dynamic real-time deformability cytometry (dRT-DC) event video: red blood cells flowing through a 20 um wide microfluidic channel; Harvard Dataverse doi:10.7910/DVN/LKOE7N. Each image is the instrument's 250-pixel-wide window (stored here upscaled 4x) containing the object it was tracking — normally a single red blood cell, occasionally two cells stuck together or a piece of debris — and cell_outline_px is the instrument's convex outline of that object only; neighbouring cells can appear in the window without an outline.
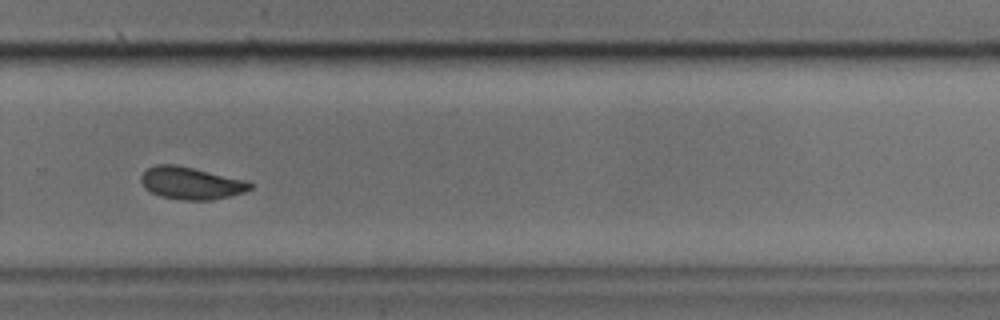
{"species": "common noctule bat (a hibernating species)", "species_latin": "Nyctalus noctula", "temperature_condition": "cold", "stored_images_in_passage": 29, "camera_frame_rate_fps": 3000, "um_per_image_px": 0.085, "animal": {"sex": "male", "body_mass_g": 17.9, "forearm_length_mm": 54.2}, "frame": {"image": 1, "passage_image": 17, "time_ms": 5.333, "image_size_px": [1000, 320], "cell_outline_px": [[256, 184], [252, 188], [244, 192], [212, 200], [184, 200], [160, 196], [152, 192], [140, 180], [140, 176], [148, 168], [156, 164], [176, 164], [248, 180]], "centroid_in_image_um": [16.3, 15.55], "position_along_channel_um": 313.5, "area_um2": 20.58}}
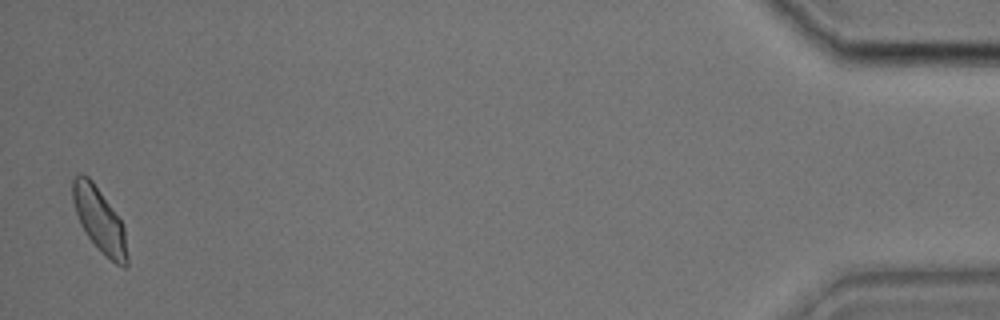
{"frame": {"image": 2, "passage_image": 29, "time_ms": 9.333, "image_size_px": [1000, 320], "cell_outline_px": [[128, 264], [124, 268], [116, 264], [104, 256], [88, 236], [80, 224], [72, 200], [72, 180], [80, 172], [88, 176], [92, 180], [120, 220], [124, 228], [128, 256]], "centroid_in_image_um": [8.45, 18.72], "position_along_channel_um": 426.8, "area_um2": 20.29}}